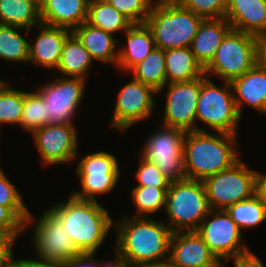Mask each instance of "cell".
Here are the masks:
<instances>
[{"instance_id": "6da1fadb", "label": "cell", "mask_w": 266, "mask_h": 267, "mask_svg": "<svg viewBox=\"0 0 266 267\" xmlns=\"http://www.w3.org/2000/svg\"><path fill=\"white\" fill-rule=\"evenodd\" d=\"M115 250L128 267L169 260L173 231L152 217L123 216L114 221Z\"/></svg>"}, {"instance_id": "7a4b0ae2", "label": "cell", "mask_w": 266, "mask_h": 267, "mask_svg": "<svg viewBox=\"0 0 266 267\" xmlns=\"http://www.w3.org/2000/svg\"><path fill=\"white\" fill-rule=\"evenodd\" d=\"M48 209L62 222L80 253H98L104 246L114 220L99 201L79 199L71 194Z\"/></svg>"}, {"instance_id": "3957f363", "label": "cell", "mask_w": 266, "mask_h": 267, "mask_svg": "<svg viewBox=\"0 0 266 267\" xmlns=\"http://www.w3.org/2000/svg\"><path fill=\"white\" fill-rule=\"evenodd\" d=\"M237 140V135L224 132H186L183 143L186 179L203 181L235 164L240 159Z\"/></svg>"}, {"instance_id": "277c9868", "label": "cell", "mask_w": 266, "mask_h": 267, "mask_svg": "<svg viewBox=\"0 0 266 267\" xmlns=\"http://www.w3.org/2000/svg\"><path fill=\"white\" fill-rule=\"evenodd\" d=\"M203 19L176 0H156L145 23L156 48L169 50L190 47Z\"/></svg>"}, {"instance_id": "5b68a950", "label": "cell", "mask_w": 266, "mask_h": 267, "mask_svg": "<svg viewBox=\"0 0 266 267\" xmlns=\"http://www.w3.org/2000/svg\"><path fill=\"white\" fill-rule=\"evenodd\" d=\"M163 211L173 232L196 231L211 211L203 182L190 179L170 182Z\"/></svg>"}, {"instance_id": "8992f818", "label": "cell", "mask_w": 266, "mask_h": 267, "mask_svg": "<svg viewBox=\"0 0 266 267\" xmlns=\"http://www.w3.org/2000/svg\"><path fill=\"white\" fill-rule=\"evenodd\" d=\"M218 86L211 77H201V92L196 107V122L210 127L211 132L238 135L239 115L231 83L222 81Z\"/></svg>"}, {"instance_id": "52a82bcc", "label": "cell", "mask_w": 266, "mask_h": 267, "mask_svg": "<svg viewBox=\"0 0 266 267\" xmlns=\"http://www.w3.org/2000/svg\"><path fill=\"white\" fill-rule=\"evenodd\" d=\"M196 231L220 262L240 260L254 254L225 209H211Z\"/></svg>"}, {"instance_id": "ba28073f", "label": "cell", "mask_w": 266, "mask_h": 267, "mask_svg": "<svg viewBox=\"0 0 266 267\" xmlns=\"http://www.w3.org/2000/svg\"><path fill=\"white\" fill-rule=\"evenodd\" d=\"M256 64V37L231 29L218 47L214 58L204 68L207 77L231 82Z\"/></svg>"}, {"instance_id": "9c48e42d", "label": "cell", "mask_w": 266, "mask_h": 267, "mask_svg": "<svg viewBox=\"0 0 266 267\" xmlns=\"http://www.w3.org/2000/svg\"><path fill=\"white\" fill-rule=\"evenodd\" d=\"M202 182L211 209H226L255 194L256 170L250 169L240 158L231 167Z\"/></svg>"}, {"instance_id": "30bf717a", "label": "cell", "mask_w": 266, "mask_h": 267, "mask_svg": "<svg viewBox=\"0 0 266 267\" xmlns=\"http://www.w3.org/2000/svg\"><path fill=\"white\" fill-rule=\"evenodd\" d=\"M75 174L80 178L82 191H72V196L99 201L96 196L111 193L115 189L121 176L119 159L110 152L96 151L79 159Z\"/></svg>"}, {"instance_id": "8fae6325", "label": "cell", "mask_w": 266, "mask_h": 267, "mask_svg": "<svg viewBox=\"0 0 266 267\" xmlns=\"http://www.w3.org/2000/svg\"><path fill=\"white\" fill-rule=\"evenodd\" d=\"M33 218V219H32ZM32 212H30L24 222V231L27 226L32 228V245L36 251V256L40 259L64 262L66 259L74 258L80 254L75 247L70 235L62 223L49 209L34 221ZM35 224H32V223Z\"/></svg>"}, {"instance_id": "7c38bea8", "label": "cell", "mask_w": 266, "mask_h": 267, "mask_svg": "<svg viewBox=\"0 0 266 267\" xmlns=\"http://www.w3.org/2000/svg\"><path fill=\"white\" fill-rule=\"evenodd\" d=\"M162 127L147 137L140 155L156 164L170 182L185 180L183 143L186 132L164 125Z\"/></svg>"}, {"instance_id": "4fadbf2b", "label": "cell", "mask_w": 266, "mask_h": 267, "mask_svg": "<svg viewBox=\"0 0 266 267\" xmlns=\"http://www.w3.org/2000/svg\"><path fill=\"white\" fill-rule=\"evenodd\" d=\"M54 78L36 89L46 105L48 124L73 123L85 95L86 80L64 76Z\"/></svg>"}, {"instance_id": "5bb4252c", "label": "cell", "mask_w": 266, "mask_h": 267, "mask_svg": "<svg viewBox=\"0 0 266 267\" xmlns=\"http://www.w3.org/2000/svg\"><path fill=\"white\" fill-rule=\"evenodd\" d=\"M167 88V89H166ZM166 89L162 125L185 132L206 131L196 123V107L201 92V77L191 81L166 83L157 94Z\"/></svg>"}, {"instance_id": "9a60e30c", "label": "cell", "mask_w": 266, "mask_h": 267, "mask_svg": "<svg viewBox=\"0 0 266 267\" xmlns=\"http://www.w3.org/2000/svg\"><path fill=\"white\" fill-rule=\"evenodd\" d=\"M76 127L74 123L47 124L31 133L43 165L69 164L78 158Z\"/></svg>"}, {"instance_id": "2e32d148", "label": "cell", "mask_w": 266, "mask_h": 267, "mask_svg": "<svg viewBox=\"0 0 266 267\" xmlns=\"http://www.w3.org/2000/svg\"><path fill=\"white\" fill-rule=\"evenodd\" d=\"M154 95L157 92L151 86L131 79L117 93L111 126L122 133L150 118L156 107Z\"/></svg>"}, {"instance_id": "e0dca14e", "label": "cell", "mask_w": 266, "mask_h": 267, "mask_svg": "<svg viewBox=\"0 0 266 267\" xmlns=\"http://www.w3.org/2000/svg\"><path fill=\"white\" fill-rule=\"evenodd\" d=\"M169 261L172 267H215L220 262L197 231L173 232Z\"/></svg>"}, {"instance_id": "ac0fdd59", "label": "cell", "mask_w": 266, "mask_h": 267, "mask_svg": "<svg viewBox=\"0 0 266 267\" xmlns=\"http://www.w3.org/2000/svg\"><path fill=\"white\" fill-rule=\"evenodd\" d=\"M34 43L29 42L28 64H37L48 70H56L63 50V46L72 31L66 28L48 26L40 23Z\"/></svg>"}, {"instance_id": "d6986e66", "label": "cell", "mask_w": 266, "mask_h": 267, "mask_svg": "<svg viewBox=\"0 0 266 267\" xmlns=\"http://www.w3.org/2000/svg\"><path fill=\"white\" fill-rule=\"evenodd\" d=\"M230 83L241 117L245 104L266 115V71L264 69L255 64L249 71Z\"/></svg>"}, {"instance_id": "ffe728a7", "label": "cell", "mask_w": 266, "mask_h": 267, "mask_svg": "<svg viewBox=\"0 0 266 267\" xmlns=\"http://www.w3.org/2000/svg\"><path fill=\"white\" fill-rule=\"evenodd\" d=\"M225 19L234 30L266 33V0H227Z\"/></svg>"}, {"instance_id": "44dd1931", "label": "cell", "mask_w": 266, "mask_h": 267, "mask_svg": "<svg viewBox=\"0 0 266 267\" xmlns=\"http://www.w3.org/2000/svg\"><path fill=\"white\" fill-rule=\"evenodd\" d=\"M90 0H45L40 6L41 23L73 31L87 21Z\"/></svg>"}, {"instance_id": "7402d4cb", "label": "cell", "mask_w": 266, "mask_h": 267, "mask_svg": "<svg viewBox=\"0 0 266 267\" xmlns=\"http://www.w3.org/2000/svg\"><path fill=\"white\" fill-rule=\"evenodd\" d=\"M231 29L232 27L225 17L202 20L190 49L203 68L214 58L218 47Z\"/></svg>"}, {"instance_id": "603a6c76", "label": "cell", "mask_w": 266, "mask_h": 267, "mask_svg": "<svg viewBox=\"0 0 266 267\" xmlns=\"http://www.w3.org/2000/svg\"><path fill=\"white\" fill-rule=\"evenodd\" d=\"M126 46L118 48L117 69L127 73L133 66L141 62L155 48L151 29L143 24H133L124 32Z\"/></svg>"}, {"instance_id": "cb8c5ba5", "label": "cell", "mask_w": 266, "mask_h": 267, "mask_svg": "<svg viewBox=\"0 0 266 267\" xmlns=\"http://www.w3.org/2000/svg\"><path fill=\"white\" fill-rule=\"evenodd\" d=\"M72 33L89 51L92 59L104 64L117 65L118 50L116 35L83 22Z\"/></svg>"}, {"instance_id": "d4e9b609", "label": "cell", "mask_w": 266, "mask_h": 267, "mask_svg": "<svg viewBox=\"0 0 266 267\" xmlns=\"http://www.w3.org/2000/svg\"><path fill=\"white\" fill-rule=\"evenodd\" d=\"M165 67L167 83L191 81L204 75V68L190 47L165 50Z\"/></svg>"}, {"instance_id": "484cf974", "label": "cell", "mask_w": 266, "mask_h": 267, "mask_svg": "<svg viewBox=\"0 0 266 267\" xmlns=\"http://www.w3.org/2000/svg\"><path fill=\"white\" fill-rule=\"evenodd\" d=\"M93 59L89 51L72 33L66 40L59 64L54 71L64 77H79L87 80V73L92 66Z\"/></svg>"}, {"instance_id": "4316f807", "label": "cell", "mask_w": 266, "mask_h": 267, "mask_svg": "<svg viewBox=\"0 0 266 267\" xmlns=\"http://www.w3.org/2000/svg\"><path fill=\"white\" fill-rule=\"evenodd\" d=\"M40 23V6L34 1L0 0V24L32 29Z\"/></svg>"}, {"instance_id": "83f0119b", "label": "cell", "mask_w": 266, "mask_h": 267, "mask_svg": "<svg viewBox=\"0 0 266 267\" xmlns=\"http://www.w3.org/2000/svg\"><path fill=\"white\" fill-rule=\"evenodd\" d=\"M87 23L112 34L124 33L133 23L106 0H90Z\"/></svg>"}, {"instance_id": "f1b7e54d", "label": "cell", "mask_w": 266, "mask_h": 267, "mask_svg": "<svg viewBox=\"0 0 266 267\" xmlns=\"http://www.w3.org/2000/svg\"><path fill=\"white\" fill-rule=\"evenodd\" d=\"M143 84L151 86L156 92L167 83L165 50L155 48L144 60L133 66L127 74Z\"/></svg>"}, {"instance_id": "f546056e", "label": "cell", "mask_w": 266, "mask_h": 267, "mask_svg": "<svg viewBox=\"0 0 266 267\" xmlns=\"http://www.w3.org/2000/svg\"><path fill=\"white\" fill-rule=\"evenodd\" d=\"M26 34L30 29L0 24V59L12 63H28L29 39L22 36L20 31Z\"/></svg>"}, {"instance_id": "4dcf8cb0", "label": "cell", "mask_w": 266, "mask_h": 267, "mask_svg": "<svg viewBox=\"0 0 266 267\" xmlns=\"http://www.w3.org/2000/svg\"><path fill=\"white\" fill-rule=\"evenodd\" d=\"M225 210L241 231L255 228L266 220V204L256 194L228 206Z\"/></svg>"}, {"instance_id": "1f68e13d", "label": "cell", "mask_w": 266, "mask_h": 267, "mask_svg": "<svg viewBox=\"0 0 266 267\" xmlns=\"http://www.w3.org/2000/svg\"><path fill=\"white\" fill-rule=\"evenodd\" d=\"M167 191L168 188L153 186L133 187L130 196L137 209L136 215H133V217H149L148 215H152L162 209L165 210Z\"/></svg>"}, {"instance_id": "d6a6232c", "label": "cell", "mask_w": 266, "mask_h": 267, "mask_svg": "<svg viewBox=\"0 0 266 267\" xmlns=\"http://www.w3.org/2000/svg\"><path fill=\"white\" fill-rule=\"evenodd\" d=\"M8 86L9 84L5 80L0 83V125L16 124L20 127L24 90Z\"/></svg>"}, {"instance_id": "836d02e7", "label": "cell", "mask_w": 266, "mask_h": 267, "mask_svg": "<svg viewBox=\"0 0 266 267\" xmlns=\"http://www.w3.org/2000/svg\"><path fill=\"white\" fill-rule=\"evenodd\" d=\"M47 124L46 105L42 97L36 91L24 90V105L20 120L21 129L32 133Z\"/></svg>"}, {"instance_id": "e575fe53", "label": "cell", "mask_w": 266, "mask_h": 267, "mask_svg": "<svg viewBox=\"0 0 266 267\" xmlns=\"http://www.w3.org/2000/svg\"><path fill=\"white\" fill-rule=\"evenodd\" d=\"M22 195L0 167V205L8 207L24 223L30 210L26 207Z\"/></svg>"}, {"instance_id": "d590c367", "label": "cell", "mask_w": 266, "mask_h": 267, "mask_svg": "<svg viewBox=\"0 0 266 267\" xmlns=\"http://www.w3.org/2000/svg\"><path fill=\"white\" fill-rule=\"evenodd\" d=\"M133 24H143L156 0H106Z\"/></svg>"}, {"instance_id": "8d00e7d4", "label": "cell", "mask_w": 266, "mask_h": 267, "mask_svg": "<svg viewBox=\"0 0 266 267\" xmlns=\"http://www.w3.org/2000/svg\"><path fill=\"white\" fill-rule=\"evenodd\" d=\"M137 186H153L157 188H169L170 181L163 175L156 164L147 161L141 155L139 157L138 168L134 173Z\"/></svg>"}, {"instance_id": "74e56055", "label": "cell", "mask_w": 266, "mask_h": 267, "mask_svg": "<svg viewBox=\"0 0 266 267\" xmlns=\"http://www.w3.org/2000/svg\"><path fill=\"white\" fill-rule=\"evenodd\" d=\"M183 8L206 18H223L226 14L227 0H176Z\"/></svg>"}, {"instance_id": "f35d334b", "label": "cell", "mask_w": 266, "mask_h": 267, "mask_svg": "<svg viewBox=\"0 0 266 267\" xmlns=\"http://www.w3.org/2000/svg\"><path fill=\"white\" fill-rule=\"evenodd\" d=\"M24 223L8 208L0 205V234L11 237L15 242L25 234Z\"/></svg>"}, {"instance_id": "ab89813d", "label": "cell", "mask_w": 266, "mask_h": 267, "mask_svg": "<svg viewBox=\"0 0 266 267\" xmlns=\"http://www.w3.org/2000/svg\"><path fill=\"white\" fill-rule=\"evenodd\" d=\"M16 242L5 234H0V267H15L14 245Z\"/></svg>"}, {"instance_id": "60d3db41", "label": "cell", "mask_w": 266, "mask_h": 267, "mask_svg": "<svg viewBox=\"0 0 266 267\" xmlns=\"http://www.w3.org/2000/svg\"><path fill=\"white\" fill-rule=\"evenodd\" d=\"M95 255V253H80L74 258L62 262L63 267H98V260Z\"/></svg>"}, {"instance_id": "b9f144b4", "label": "cell", "mask_w": 266, "mask_h": 267, "mask_svg": "<svg viewBox=\"0 0 266 267\" xmlns=\"http://www.w3.org/2000/svg\"><path fill=\"white\" fill-rule=\"evenodd\" d=\"M15 267H63L62 262L50 261L38 258L35 259H17L15 258Z\"/></svg>"}, {"instance_id": "7bdbcfd3", "label": "cell", "mask_w": 266, "mask_h": 267, "mask_svg": "<svg viewBox=\"0 0 266 267\" xmlns=\"http://www.w3.org/2000/svg\"><path fill=\"white\" fill-rule=\"evenodd\" d=\"M256 37V64L266 71V33Z\"/></svg>"}, {"instance_id": "ee69618b", "label": "cell", "mask_w": 266, "mask_h": 267, "mask_svg": "<svg viewBox=\"0 0 266 267\" xmlns=\"http://www.w3.org/2000/svg\"><path fill=\"white\" fill-rule=\"evenodd\" d=\"M255 194L266 204V173L256 170Z\"/></svg>"}, {"instance_id": "f6af8a7d", "label": "cell", "mask_w": 266, "mask_h": 267, "mask_svg": "<svg viewBox=\"0 0 266 267\" xmlns=\"http://www.w3.org/2000/svg\"><path fill=\"white\" fill-rule=\"evenodd\" d=\"M234 265L235 267H265L255 254L244 259L234 260Z\"/></svg>"}, {"instance_id": "bcb514c9", "label": "cell", "mask_w": 266, "mask_h": 267, "mask_svg": "<svg viewBox=\"0 0 266 267\" xmlns=\"http://www.w3.org/2000/svg\"><path fill=\"white\" fill-rule=\"evenodd\" d=\"M115 258L110 261L98 260V267H128L126 260L115 250Z\"/></svg>"}, {"instance_id": "7dc6e473", "label": "cell", "mask_w": 266, "mask_h": 267, "mask_svg": "<svg viewBox=\"0 0 266 267\" xmlns=\"http://www.w3.org/2000/svg\"><path fill=\"white\" fill-rule=\"evenodd\" d=\"M132 267H172L169 260L152 263H142Z\"/></svg>"}, {"instance_id": "c3c4849f", "label": "cell", "mask_w": 266, "mask_h": 267, "mask_svg": "<svg viewBox=\"0 0 266 267\" xmlns=\"http://www.w3.org/2000/svg\"><path fill=\"white\" fill-rule=\"evenodd\" d=\"M32 1H34L39 6H41L45 2V0H32Z\"/></svg>"}, {"instance_id": "681fc988", "label": "cell", "mask_w": 266, "mask_h": 267, "mask_svg": "<svg viewBox=\"0 0 266 267\" xmlns=\"http://www.w3.org/2000/svg\"><path fill=\"white\" fill-rule=\"evenodd\" d=\"M224 261L223 262H219L215 267H225Z\"/></svg>"}]
</instances>
